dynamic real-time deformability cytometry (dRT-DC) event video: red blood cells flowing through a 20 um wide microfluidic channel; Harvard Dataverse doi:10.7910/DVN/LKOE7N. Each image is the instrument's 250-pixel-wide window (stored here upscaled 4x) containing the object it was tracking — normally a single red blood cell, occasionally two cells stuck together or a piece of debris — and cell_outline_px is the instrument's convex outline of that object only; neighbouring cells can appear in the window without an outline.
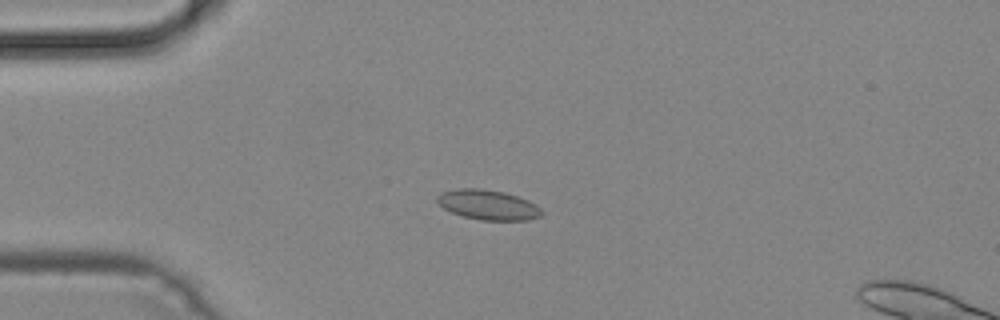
{"species": "common noctule bat (a hibernating species)", "species_latin": "Nyctalus noctula", "temperature_condition": "cold", "stored_images_in_passage": 50, "segment_of_instrument_passage": [1, 2], "camera_frame_rate_fps": 3000, "um_per_image_px": 0.085, "animal": {"sex": "male", "body_mass_g": 19.2, "forearm_length_mm": 51.8}, "frame": {"image": 1, "passage_image": 12, "time_ms": 3.667, "image_size_px": [1000, 320], "cell_outline_px": [[544, 212], [540, 216], [528, 220], [480, 220], [464, 216], [452, 212], [444, 208], [436, 200], [436, 196], [440, 192], [460, 188], [480, 188], [504, 192], [528, 200], [536, 204]], "centroid_in_image_um": [41.48, 17.4], "position_along_channel_um": 43.5, "area_um2": 18.21}}
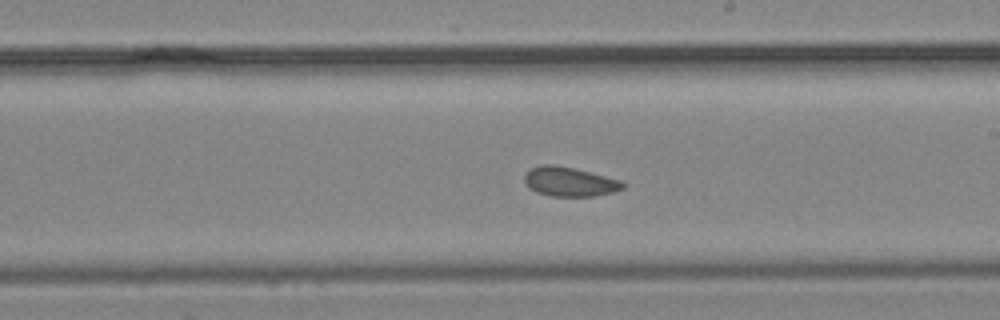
{"frame": {"image": 2, "passage_image": 28, "time_ms": 9.0, "image_size_px": [1000, 320], "cell_outline_px": [[624, 188], [612, 192], [596, 196], [552, 196], [536, 192], [528, 188], [524, 180], [524, 176], [532, 168], [540, 164], [552, 164], [572, 168], [620, 180], [624, 184]], "centroid_in_image_um": [48.37, 15.45], "position_along_channel_um": 240.6, "area_um2": 16.59}}
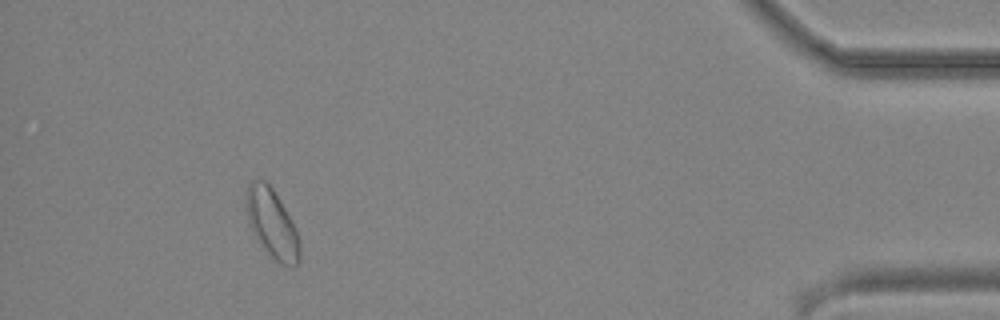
{"frame": {"image": 3, "passage_image": 45, "time_ms": 14.667, "image_size_px": [1000, 320], "cell_outline_px": [[300, 260], [296, 264], [284, 264], [276, 260], [256, 240], [248, 220], [244, 204], [248, 184], [252, 180], [264, 180], [272, 188], [280, 200], [292, 220], [296, 228], [300, 240]], "centroid_in_image_um": [23.1, 18.96], "position_along_channel_um": 412.1, "area_um2": 21.39}}